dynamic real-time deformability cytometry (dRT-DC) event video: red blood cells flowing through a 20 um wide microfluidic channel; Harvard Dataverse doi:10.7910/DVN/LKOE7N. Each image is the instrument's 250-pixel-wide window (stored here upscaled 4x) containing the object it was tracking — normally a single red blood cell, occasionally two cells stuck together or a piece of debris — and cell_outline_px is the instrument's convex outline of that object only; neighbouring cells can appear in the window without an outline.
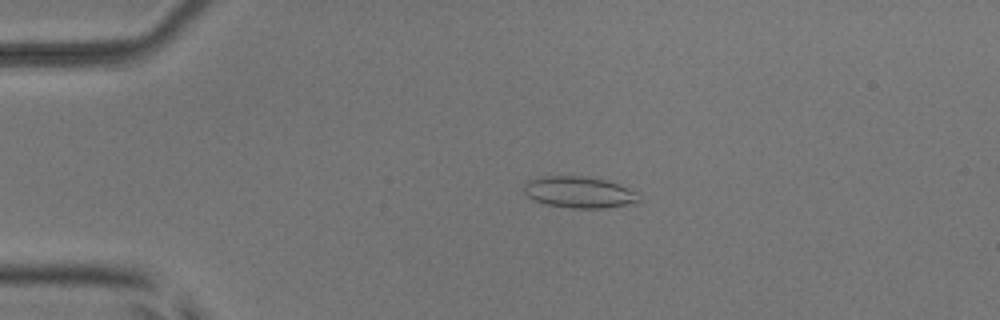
{"species": "common noctule bat (a hibernating species)", "species_latin": "Nyctalus noctula", "temperature_condition": "room temperature", "stored_images_in_passage": 37, "camera_frame_rate_fps": 3000, "um_per_image_px": 0.085, "animal": {"sex": "male", "body_mass_g": 17.9, "forearm_length_mm": 54.2}, "frame": {"image": 1, "passage_image": 1, "time_ms": 0.0, "image_size_px": [1000, 320], "cell_outline_px": [[640, 200], [636, 204], [604, 208], [572, 208], [544, 204], [528, 196], [524, 192], [524, 184], [528, 180], [544, 176], [584, 176], [604, 180], [640, 192]], "centroid_in_image_um": [49.27, 16.35], "position_along_channel_um": 35.7, "area_um2": 21.15}}
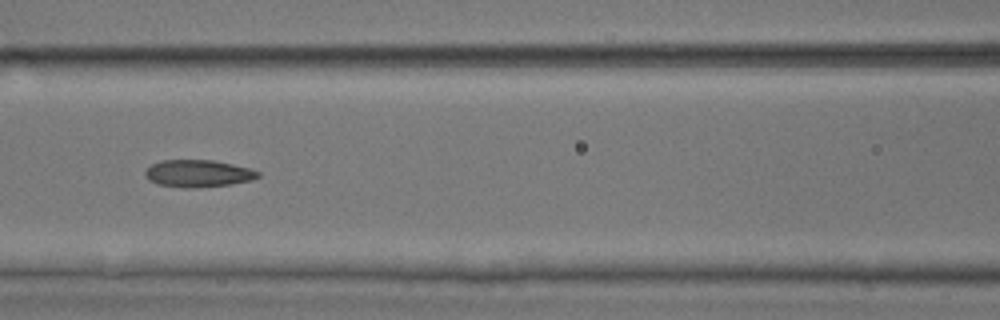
{"frame": {"image": 2, "passage_image": 13, "time_ms": 4.0, "image_size_px": [1000, 320], "cell_outline_px": [[260, 176], [252, 180], [232, 184], [200, 188], [184, 188], [156, 184], [148, 180], [144, 176], [144, 172], [152, 164], [164, 160], [212, 160], [232, 164], [248, 168], [260, 172]], "centroid_in_image_um": [16.82, 14.76], "position_along_channel_um": 149.8, "area_um2": 18.03}}
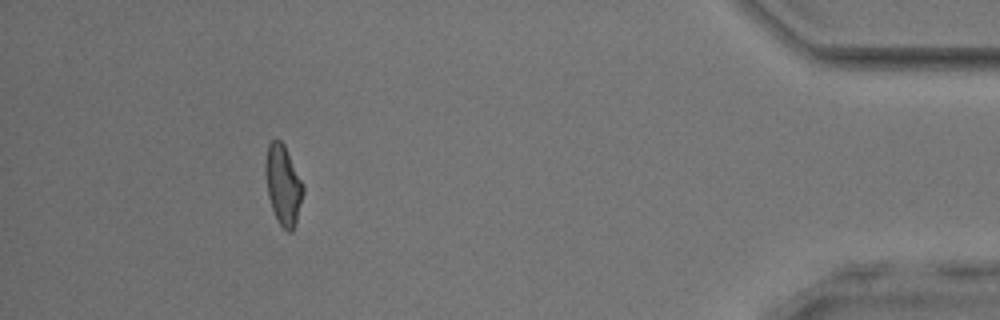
{"frame": {"image": 3, "passage_image": 37, "time_ms": 12.0, "image_size_px": [1000, 320], "cell_outline_px": [[304, 192], [296, 224], [292, 232], [288, 232], [280, 224], [272, 208], [268, 196], [264, 172], [264, 160], [268, 144], [272, 140], [280, 140], [284, 144], [304, 184]], "centroid_in_image_um": [24.06, 15.7], "position_along_channel_um": 411.1, "area_um2": 17.74}, "authors_computed_cell_mechanics": {"area_um2": 17.4556, "velocity_mm_per_s": 3.9761, "shape_relaxation_time_tau1_ms": 5.7046, "shape_relaxation_time_tau2_ms": 4.1845, "deformation_change_tau1": 0.169, "deformation_change_tau2": 0.1364}}